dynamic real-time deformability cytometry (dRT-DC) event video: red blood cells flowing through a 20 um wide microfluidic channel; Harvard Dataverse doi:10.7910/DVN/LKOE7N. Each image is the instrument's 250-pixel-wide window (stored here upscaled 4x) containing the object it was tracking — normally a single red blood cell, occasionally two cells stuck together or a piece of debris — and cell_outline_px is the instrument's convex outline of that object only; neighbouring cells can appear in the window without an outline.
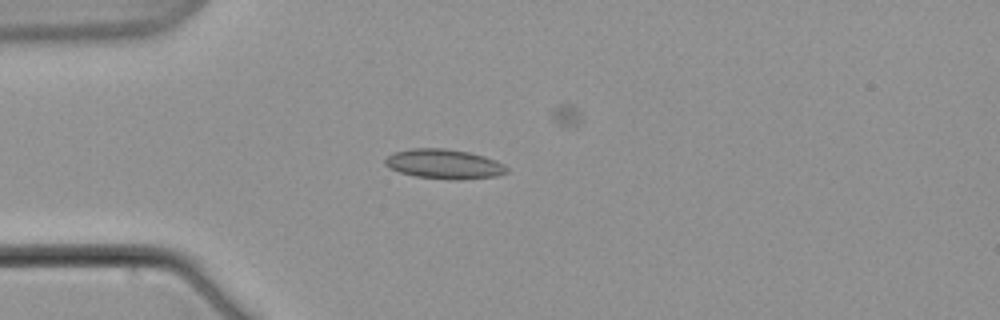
{"species": "common noctule bat (a hibernating species)", "species_latin": "Nyctalus noctula", "temperature_condition": "warm", "stored_images_in_passage": 8, "camera_frame_rate_fps": 3000, "um_per_image_px": 0.085, "animal": {"sex": "male", "body_mass_g": 21.5, "forearm_length_mm": 52.0}, "frame": {"image": 1, "passage_image": 6, "time_ms": 7.0, "image_size_px": [1000, 320], "cell_outline_px": [[508, 172], [496, 176], [460, 180], [448, 180], [416, 176], [400, 172], [388, 168], [384, 164], [384, 160], [388, 156], [396, 152], [412, 148], [444, 148], [468, 152], [484, 156], [496, 160], [504, 164], [508, 168]], "centroid_in_image_um": [37.76, 13.95], "position_along_channel_um": 47.2, "area_um2": 21.1}}
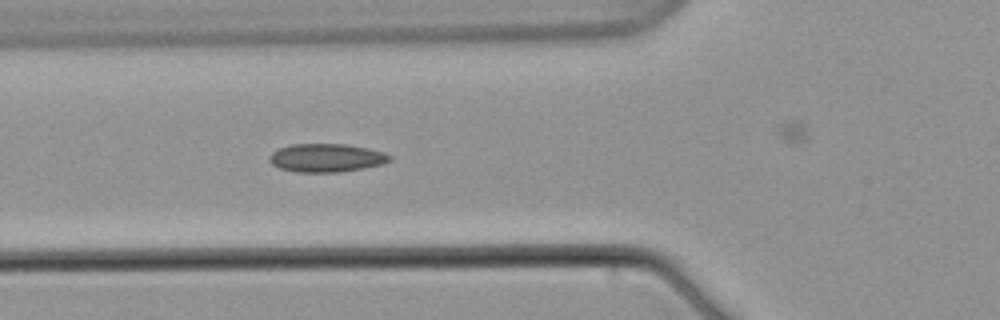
{"frame": {"image": 2, "passage_image": 8, "time_ms": 9.333, "image_size_px": [1000, 320], "cell_outline_px": [[392, 160], [384, 164], [364, 168], [340, 172], [296, 172], [280, 168], [272, 164], [268, 160], [268, 156], [272, 152], [280, 148], [292, 144], [344, 144], [368, 148], [384, 152], [392, 156]], "centroid_in_image_um": [27.76, 13.42], "position_along_channel_um": 98.0, "area_um2": 20.0}}